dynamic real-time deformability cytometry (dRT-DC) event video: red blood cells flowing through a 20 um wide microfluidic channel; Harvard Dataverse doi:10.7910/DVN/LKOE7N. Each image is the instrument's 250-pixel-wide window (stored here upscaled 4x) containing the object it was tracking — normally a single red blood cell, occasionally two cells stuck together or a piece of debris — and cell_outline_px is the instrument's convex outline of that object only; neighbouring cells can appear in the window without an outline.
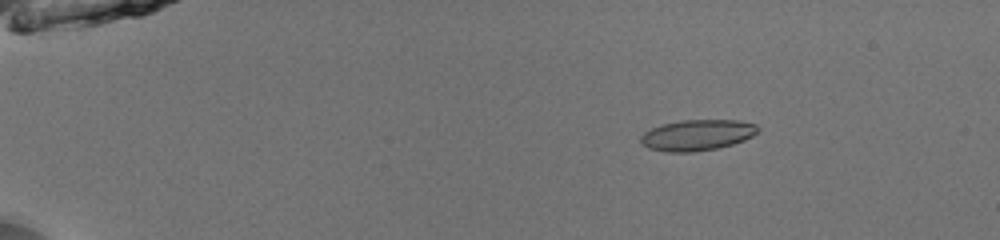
{"species": "common noctule bat (a hibernating species)", "species_latin": "Nyctalus noctula", "temperature_condition": "room temperature", "stored_images_in_passage": 53, "camera_frame_rate_fps": 3000, "um_per_image_px": 0.085, "animal": {"sex": "male", "body_mass_g": 13.0, "forearm_length_mm": 53.1}, "frame": {"image": 1, "passage_image": 10, "time_ms": 3.0, "image_size_px": [1000, 240], "cell_outline_px": [[760, 132], [744, 140], [732, 144], [716, 148], [692, 152], [664, 152], [648, 148], [640, 144], [640, 136], [644, 132], [660, 124], [680, 120], [740, 120], [756, 124], [760, 128]], "centroid_in_image_um": [59.25, 11.47], "position_along_channel_um": 25.8, "area_um2": 21.39}}
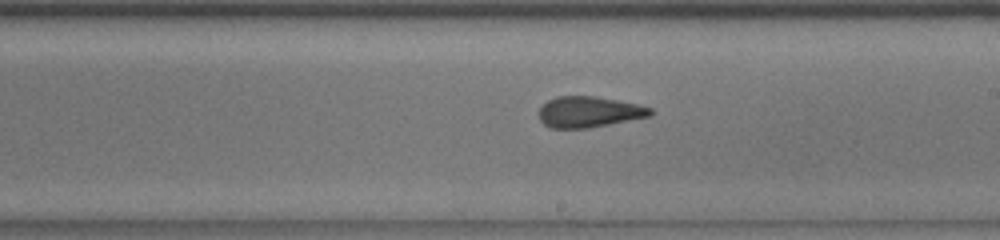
{"frame": {"image": 2, "passage_image": 33, "time_ms": 10.667, "image_size_px": [1000, 240], "cell_outline_px": [[652, 116], [588, 128], [552, 128], [544, 124], [540, 120], [540, 108], [548, 100], [556, 96], [596, 96], [636, 104], [652, 108]], "centroid_in_image_um": [50.07, 9.51], "position_along_channel_um": 238.9, "area_um2": 19.94}}
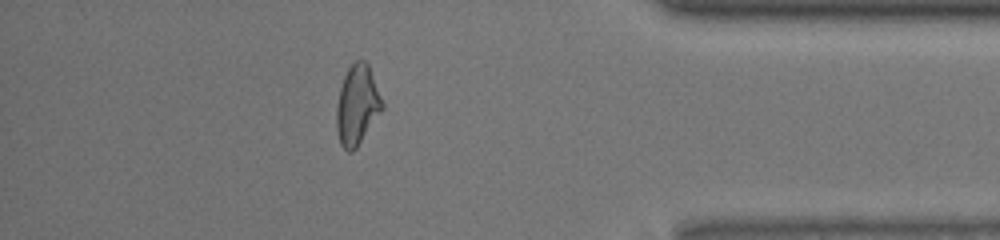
{"frame": {"image": 3, "passage_image": 47, "time_ms": 15.333, "image_size_px": [1000, 240], "cell_outline_px": [[384, 108], [356, 148], [352, 152], [348, 152], [340, 144], [336, 128], [336, 104], [340, 88], [344, 76], [348, 68], [356, 60], [364, 60], [368, 64], [384, 104]], "centroid_in_image_um": [30.35, 8.94], "position_along_channel_um": 404.8, "area_um2": 21.21}, "authors_computed_cell_mechanics": {"area_um2": 20.7502, "velocity_mm_per_s": 4.0489, "shape_relaxation_time_tau1_ms": 5.4825, "shape_relaxation_time_tau2_ms": 1.924, "deformation_change_tau1": 0.1407, "deformation_change_tau2": 0.0448}}